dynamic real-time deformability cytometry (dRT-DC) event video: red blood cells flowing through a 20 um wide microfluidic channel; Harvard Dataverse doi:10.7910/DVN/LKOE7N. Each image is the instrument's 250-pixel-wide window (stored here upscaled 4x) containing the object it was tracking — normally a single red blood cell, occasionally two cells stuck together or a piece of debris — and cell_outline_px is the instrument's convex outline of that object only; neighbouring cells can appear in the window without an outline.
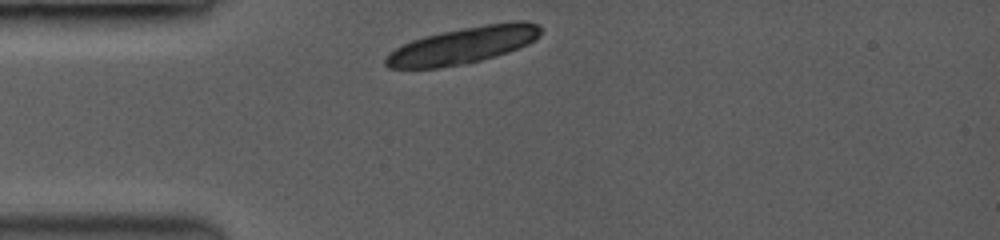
{"species": "common noctule bat (a hibernating species)", "species_latin": "Nyctalus noctula", "temperature_condition": "room temperature", "stored_images_in_passage": 7, "camera_frame_rate_fps": 3500, "um_per_image_px": 0.085, "animal": {"sex": "female", "body_mass_g": 19.0, "forearm_length_mm": 53.3}, "frame": {"image": 1, "passage_image": 1, "time_ms": 0.0, "image_size_px": [1000, 240], "cell_outline_px": [[540, 32], [528, 44], [480, 60], [460, 64], [436, 68], [388, 68], [384, 64], [384, 60], [388, 52], [412, 40], [424, 36], [440, 32], [484, 24], [516, 20], [528, 20], [536, 24], [540, 28]], "centroid_in_image_um": [39.3, 3.84], "position_along_channel_um": 45.7, "area_um2": 32.66}}